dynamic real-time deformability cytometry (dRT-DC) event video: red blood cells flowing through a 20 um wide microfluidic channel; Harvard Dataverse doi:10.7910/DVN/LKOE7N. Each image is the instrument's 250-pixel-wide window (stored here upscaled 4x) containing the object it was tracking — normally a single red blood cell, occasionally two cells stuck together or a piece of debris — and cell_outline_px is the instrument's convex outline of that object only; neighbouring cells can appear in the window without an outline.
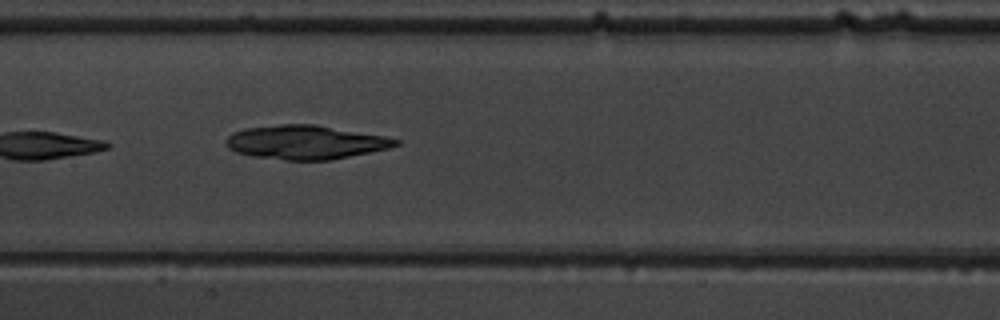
{"species": "common noctule bat (a hibernating species)", "species_latin": "Nyctalus noctula", "temperature_condition": "warm", "stored_images_in_passage": 6, "camera_frame_rate_fps": 3000, "um_per_image_px": 0.085, "animal": {"sex": "male", "body_mass_g": 19.5, "forearm_length_mm": 54.6}, "frame": {"image": 1, "passage_image": 6, "time_ms": 6.667, "image_size_px": [1000, 320], "cell_outline_px": [[400, 144], [388, 148], [328, 160], [284, 160], [252, 156], [236, 152], [228, 148], [224, 144], [224, 140], [232, 132], [244, 128], [280, 124], [316, 124], [384, 136], [400, 140]], "centroid_in_image_um": [25.9, 12.08], "position_along_channel_um": 181.5, "area_um2": 33.52}}